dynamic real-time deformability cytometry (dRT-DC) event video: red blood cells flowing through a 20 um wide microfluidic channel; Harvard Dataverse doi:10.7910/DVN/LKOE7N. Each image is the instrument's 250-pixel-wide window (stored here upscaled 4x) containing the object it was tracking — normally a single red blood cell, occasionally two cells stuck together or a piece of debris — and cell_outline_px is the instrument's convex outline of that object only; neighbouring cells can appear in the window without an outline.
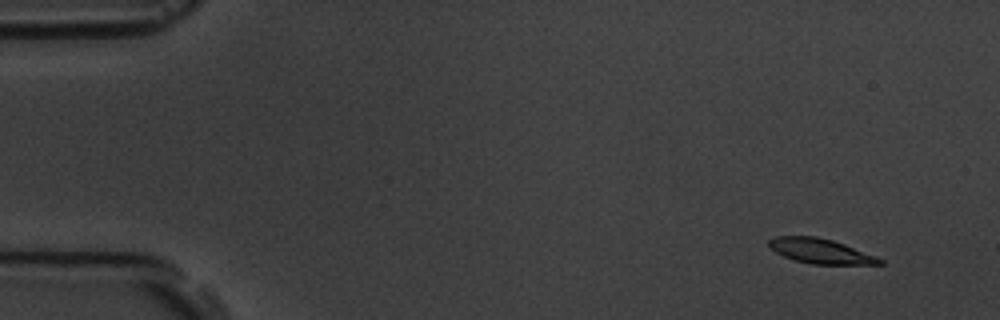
{"species": "common noctule bat (a hibernating species)", "species_latin": "Nyctalus noctula", "temperature_condition": "room temperature", "stored_images_in_passage": 4, "camera_frame_rate_fps": 3000, "um_per_image_px": 0.085, "animal": {"sex": "male", "body_mass_g": 19.5, "forearm_length_mm": 54.6}, "frame": {"image": 1, "passage_image": 1, "time_ms": 0.0, "image_size_px": [1000, 320], "cell_outline_px": [[884, 264], [812, 264], [796, 260], [784, 256], [776, 252], [768, 244], [768, 240], [776, 236], [816, 236], [832, 240], [844, 244], [876, 256], [884, 260]], "centroid_in_image_um": [69.75, 21.34], "position_along_channel_um": 15.2, "area_um2": 15.84}}